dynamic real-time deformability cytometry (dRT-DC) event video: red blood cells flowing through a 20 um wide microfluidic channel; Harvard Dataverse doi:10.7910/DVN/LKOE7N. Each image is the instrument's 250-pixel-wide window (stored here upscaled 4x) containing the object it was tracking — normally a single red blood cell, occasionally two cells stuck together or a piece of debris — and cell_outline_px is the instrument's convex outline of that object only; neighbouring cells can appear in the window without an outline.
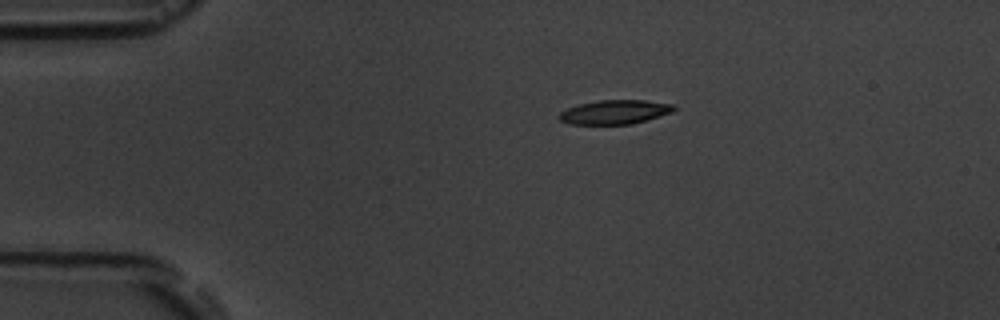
{"species": "common noctule bat (a hibernating species)", "species_latin": "Nyctalus noctula", "temperature_condition": "room temperature", "stored_images_in_passage": 2, "camera_frame_rate_fps": 3000, "um_per_image_px": 0.085, "animal": {"sex": "male", "body_mass_g": 19.5, "forearm_length_mm": 54.6}, "frame": {"image": 1, "passage_image": 1, "time_ms": 0.0, "image_size_px": [1000, 320], "cell_outline_px": [[676, 108], [672, 112], [648, 120], [632, 124], [568, 124], [560, 120], [556, 116], [560, 112], [568, 108], [580, 104], [600, 100], [644, 100], [672, 104]], "centroid_in_image_um": [52.25, 9.53], "position_along_channel_um": 32.8, "area_um2": 16.13}}